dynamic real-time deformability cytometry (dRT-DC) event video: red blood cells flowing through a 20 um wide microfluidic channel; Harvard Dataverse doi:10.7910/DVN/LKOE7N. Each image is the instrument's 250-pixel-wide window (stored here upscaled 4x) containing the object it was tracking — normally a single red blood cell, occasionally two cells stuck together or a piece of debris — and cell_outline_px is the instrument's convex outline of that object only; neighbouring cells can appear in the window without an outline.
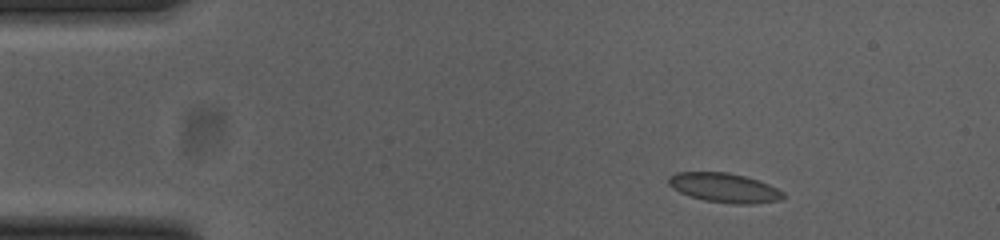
{"species": "common noctule bat (a hibernating species)", "species_latin": "Nyctalus noctula", "temperature_condition": "cold", "stored_images_in_passage": 54, "camera_frame_rate_fps": 3000, "um_per_image_px": 0.085, "animal": {"sex": "female", "body_mass_g": 23.0, "forearm_length_mm": 53.4}, "frame": {"image": 1, "passage_image": 6, "time_ms": 1.667, "image_size_px": [1000, 240], "cell_outline_px": [[784, 196], [780, 200], [752, 204], [732, 204], [704, 200], [688, 196], [672, 188], [668, 184], [668, 176], [676, 172], [728, 172], [744, 176], [768, 184], [784, 192]], "centroid_in_image_um": [61.53, 15.96], "position_along_channel_um": 23.5, "area_um2": 19.65}}
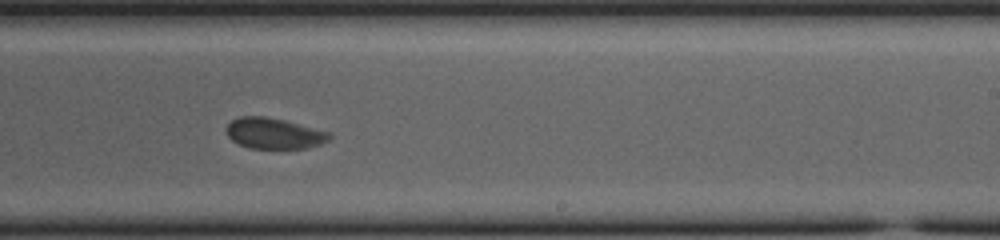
{"frame": {"image": 2, "passage_image": 32, "time_ms": 10.333, "image_size_px": [1000, 240], "cell_outline_px": [[332, 136], [328, 140], [320, 144], [308, 148], [248, 148], [232, 140], [228, 136], [228, 124], [232, 120], [240, 116], [264, 116], [284, 120], [328, 132]], "centroid_in_image_um": [23.29, 11.34], "position_along_channel_um": 265.7, "area_um2": 18.21}}
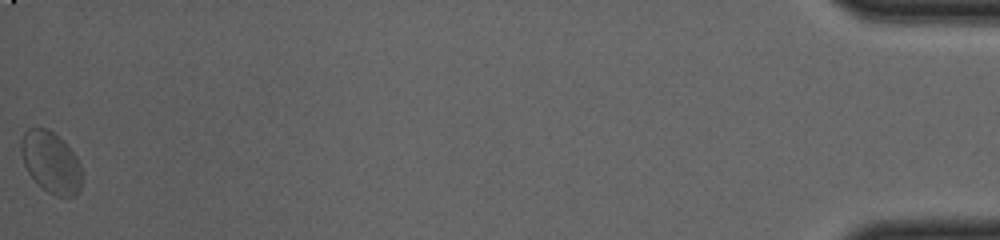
{"frame": {"image": 3, "passage_image": 54, "time_ms": 17.667, "image_size_px": [1000, 240], "cell_outline_px": [[80, 192], [76, 196], [56, 196], [48, 192], [28, 172], [24, 164], [20, 152], [20, 140], [24, 132], [28, 128], [48, 128], [64, 140], [76, 156], [80, 164]], "centroid_in_image_um": [4.32, 13.76], "position_along_channel_um": 430.9, "area_um2": 21.73}, "authors_computed_cell_mechanics": {"area_um2": 19.4497, "velocity_mm_per_s": 3.6383, "shape_relaxation_time_tau1_ms": 9.2999, "shape_relaxation_time_tau2_ms": null, "deformation_change_tau1": 0.1508, "deformation_change_tau2": null}}